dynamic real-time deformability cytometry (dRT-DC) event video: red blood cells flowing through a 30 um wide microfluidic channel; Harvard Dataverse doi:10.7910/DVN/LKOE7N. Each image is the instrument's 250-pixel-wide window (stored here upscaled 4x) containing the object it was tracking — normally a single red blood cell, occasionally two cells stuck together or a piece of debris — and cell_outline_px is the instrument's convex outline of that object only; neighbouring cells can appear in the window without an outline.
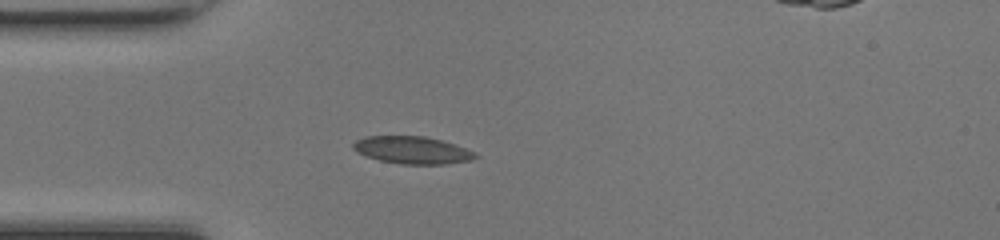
{"species": "common noctule bat (a hibernating species)", "species_latin": "Nyctalus noctula", "temperature_condition": "room temperature", "stored_images_in_passage": 37, "camera_frame_rate_fps": 3000, "um_per_image_px": 0.085, "animal": {"sex": "female", "body_mass_g": 17.0, "forearm_length_mm": 48.0}, "frame": {"image": 1, "passage_image": 1, "time_ms": 0.0, "image_size_px": [1000, 240], "cell_outline_px": [[480, 156], [472, 160], [444, 164], [400, 164], [380, 160], [364, 156], [356, 152], [352, 148], [352, 144], [356, 140], [364, 136], [424, 136], [440, 140], [476, 152]], "centroid_in_image_um": [35.01, 12.76], "position_along_channel_um": 50.0, "area_um2": 19.54}}
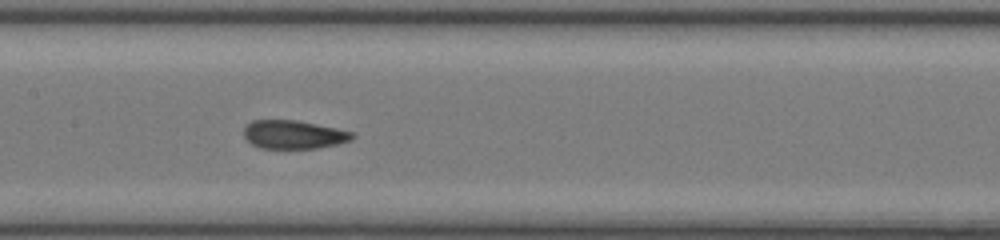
{"frame": {"image": 2, "passage_image": 11, "time_ms": 3.333, "image_size_px": [1000, 240], "cell_outline_px": [[356, 136], [352, 140], [336, 144], [316, 148], [260, 148], [252, 144], [244, 136], [244, 128], [252, 120], [296, 120], [336, 128], [352, 132]], "centroid_in_image_um": [24.96, 11.43], "position_along_channel_um": 182.4, "area_um2": 17.86}}
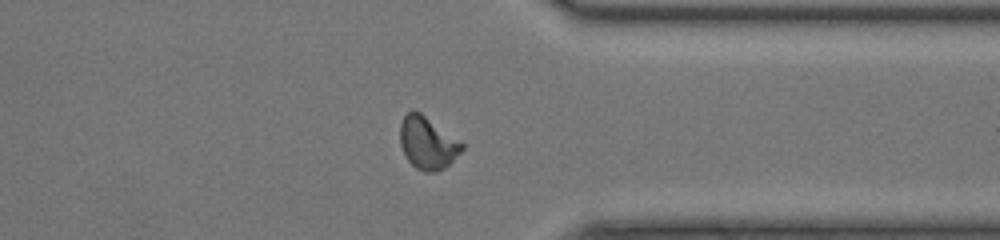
{"frame": {"image": 3, "passage_image": 25, "time_ms": 8.0, "image_size_px": [1000, 240], "cell_outline_px": [[464, 148], [444, 168], [436, 172], [424, 172], [416, 168], [408, 160], [400, 144], [400, 124], [404, 116], [412, 108], [420, 112], [464, 144]], "centroid_in_image_um": [36.31, 12.14], "position_along_channel_um": 375.1, "area_um2": 18.67}, "authors_computed_cell_mechanics": {"area_um2": 18.3226, "velocity_mm_per_s": 4.2566, "shape_relaxation_time_tau1_ms": 11.17, "shape_relaxation_time_tau2_ms": 1.0539, "deformation_change_tau1": 0.2171, "deformation_change_tau2": 0.0624}}